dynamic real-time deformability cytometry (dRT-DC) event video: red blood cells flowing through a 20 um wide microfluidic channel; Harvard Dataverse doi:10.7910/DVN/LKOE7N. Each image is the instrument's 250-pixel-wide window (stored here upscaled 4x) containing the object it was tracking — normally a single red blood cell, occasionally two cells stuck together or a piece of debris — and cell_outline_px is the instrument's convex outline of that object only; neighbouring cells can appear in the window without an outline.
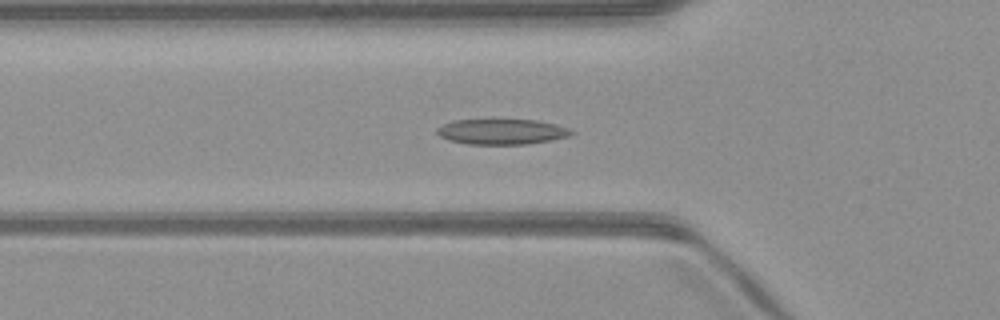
{"species": "common noctule bat (a hibernating species)", "species_latin": "Nyctalus noctula", "temperature_condition": "warm", "stored_images_in_passage": 44, "camera_frame_rate_fps": 3000, "um_per_image_px": 0.085, "animal": {"sex": "male", "body_mass_g": 23.1, "forearm_length_mm": 52.7}, "frame": {"image": 1, "passage_image": 16, "time_ms": 5.0, "image_size_px": [1000, 320], "cell_outline_px": [[576, 132], [568, 136], [552, 140], [524, 144], [468, 144], [448, 140], [440, 136], [436, 132], [436, 128], [452, 120], [536, 120], [556, 124], [568, 128]], "centroid_in_image_um": [42.64, 11.19], "position_along_channel_um": 83.2, "area_um2": 19.83}}
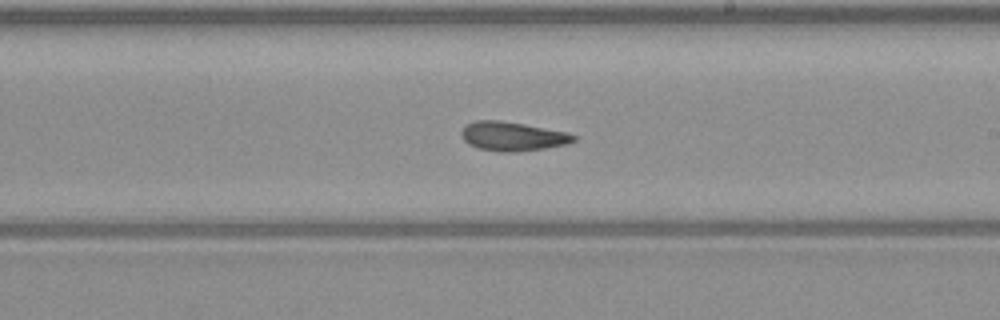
{"frame": {"image": 2, "passage_image": 28, "time_ms": 9.0, "image_size_px": [1000, 320], "cell_outline_px": [[576, 140], [568, 144], [544, 148], [516, 152], [500, 152], [476, 148], [468, 144], [464, 140], [460, 132], [472, 120], [500, 120], [524, 124], [568, 132], [576, 136]], "centroid_in_image_um": [43.56, 11.59], "position_along_channel_um": 245.4, "area_um2": 19.13}}
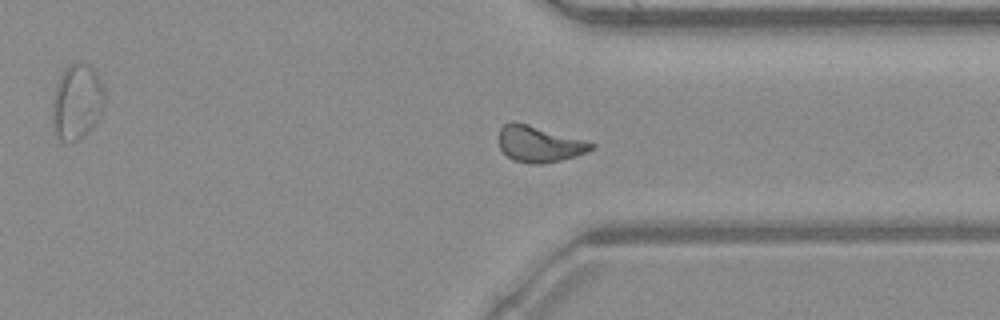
{"frame": {"image": 3, "passage_image": 37, "time_ms": 12.0, "image_size_px": [1000, 320], "cell_outline_px": [[596, 144], [592, 148], [576, 156], [560, 160], [540, 164], [528, 164], [512, 160], [500, 148], [496, 136], [500, 128], [504, 124], [512, 120], [528, 124], [584, 140]], "centroid_in_image_um": [45.75, 12.23], "position_along_channel_um": 365.7, "area_um2": 19.54}}